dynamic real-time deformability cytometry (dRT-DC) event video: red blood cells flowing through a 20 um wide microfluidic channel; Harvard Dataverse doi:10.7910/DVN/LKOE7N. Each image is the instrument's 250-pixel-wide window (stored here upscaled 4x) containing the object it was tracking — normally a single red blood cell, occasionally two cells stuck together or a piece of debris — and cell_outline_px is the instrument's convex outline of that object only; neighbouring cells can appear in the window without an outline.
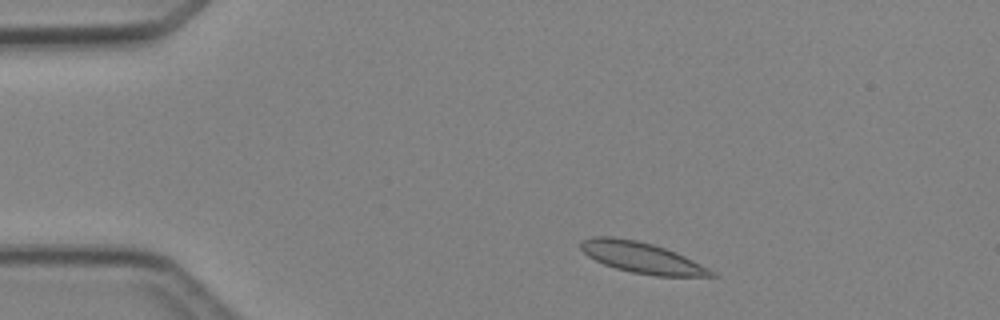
{"species": "Egyptian fruit bat (a non-hibernating species)", "species_latin": "Rousettus aegyptiacus", "temperature_condition": "cold", "stored_images_in_passage": 3, "camera_frame_rate_fps": 3000, "um_per_image_px": 0.085, "animal": {"sex": "female"}, "frame": {"image": 1, "passage_image": 2, "time_ms": 1.0, "image_size_px": [1000, 320], "cell_outline_px": [[716, 276], [656, 276], [632, 272], [616, 268], [604, 264], [588, 256], [580, 248], [580, 244], [584, 240], [592, 236], [612, 236], [636, 240], [652, 244], [676, 252], [716, 272]], "centroid_in_image_um": [54.54, 21.89], "position_along_channel_um": 30.5, "area_um2": 23.24}}